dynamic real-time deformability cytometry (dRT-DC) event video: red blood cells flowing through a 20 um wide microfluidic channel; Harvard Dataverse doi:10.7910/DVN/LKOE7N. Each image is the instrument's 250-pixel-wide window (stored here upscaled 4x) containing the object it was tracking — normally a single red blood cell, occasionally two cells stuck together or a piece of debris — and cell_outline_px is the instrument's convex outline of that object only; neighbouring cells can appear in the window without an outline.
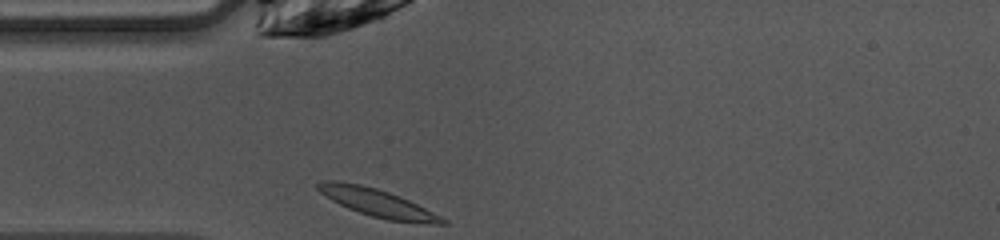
{"species": "common noctule bat (a hibernating species)", "species_latin": "Nyctalus noctula", "temperature_condition": "warm", "stored_images_in_passage": 27, "camera_frame_rate_fps": 3000, "um_per_image_px": 0.085, "animal": {"sex": "female", "body_mass_g": 10.0, "forearm_length_mm": 53.1}, "frame": {"image": 1, "passage_image": 1, "time_ms": 0.0, "image_size_px": [1000, 240], "cell_outline_px": [[448, 224], [436, 224], [388, 220], [372, 216], [348, 208], [332, 200], [320, 192], [316, 188], [316, 184], [324, 180], [336, 180], [360, 184], [376, 188], [400, 196], [448, 220]], "centroid_in_image_um": [32.06, 17.23], "position_along_channel_um": 52.9, "area_um2": 19.83}}
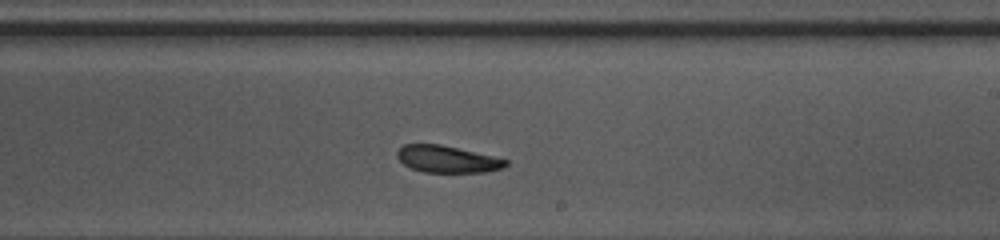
{"frame": {"image": 2, "passage_image": 16, "time_ms": 5.0, "image_size_px": [1000, 240], "cell_outline_px": [[508, 164], [504, 168], [484, 172], [424, 172], [412, 168], [404, 164], [396, 156], [396, 152], [404, 144], [440, 144], [492, 156], [508, 160]], "centroid_in_image_um": [38.01, 13.53], "position_along_channel_um": 251.0, "area_um2": 16.88}}
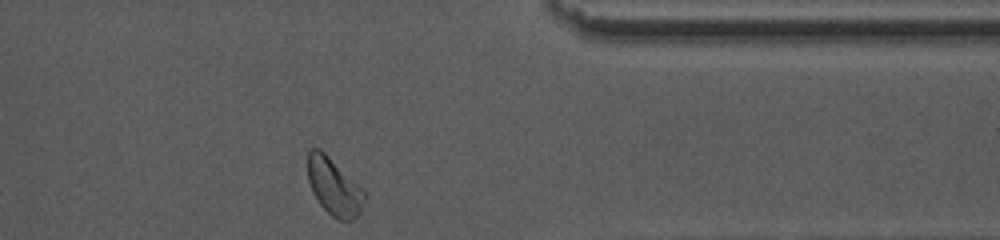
{"frame": {"image": 3, "passage_image": 27, "time_ms": 8.667, "image_size_px": [1000, 240], "cell_outline_px": [[364, 200], [360, 212], [352, 220], [336, 220], [320, 204], [312, 192], [308, 180], [308, 152], [312, 148], [320, 148], [364, 192]], "centroid_in_image_um": [28.35, 15.89], "position_along_channel_um": 383.1, "area_um2": 18.26}, "authors_computed_cell_mechanics": {"area_um2": 18.1492, "velocity_mm_per_s": 4.0095, "shape_relaxation_time_tau1_ms": 1.7548, "shape_relaxation_time_tau2_ms": 7.8659, "deformation_change_tau1": 0.099, "deformation_change_tau2": 0.0712}}